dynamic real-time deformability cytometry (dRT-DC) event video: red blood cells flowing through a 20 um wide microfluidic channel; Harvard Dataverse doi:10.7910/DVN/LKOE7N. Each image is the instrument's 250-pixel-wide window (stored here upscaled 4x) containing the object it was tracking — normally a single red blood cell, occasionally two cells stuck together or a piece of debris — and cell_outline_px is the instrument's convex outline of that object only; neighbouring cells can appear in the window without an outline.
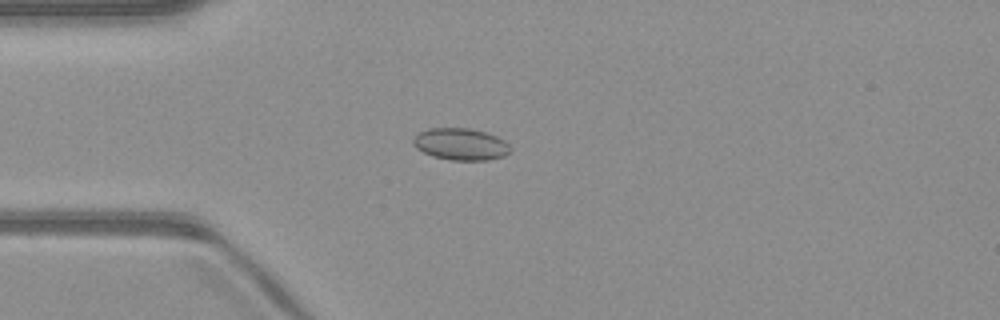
{"species": "common noctule bat (a hibernating species)", "species_latin": "Nyctalus noctula", "temperature_condition": "warm", "stored_images_in_passage": 51, "camera_frame_rate_fps": 3000, "um_per_image_px": 0.085, "animal": {"sex": "male", "body_mass_g": 23.1, "forearm_length_mm": 52.7}, "frame": {"image": 1, "passage_image": 14, "time_ms": 4.333, "image_size_px": [1000, 320], "cell_outline_px": [[512, 152], [504, 156], [488, 160], [452, 160], [432, 156], [416, 148], [412, 144], [412, 140], [420, 132], [428, 128], [468, 128], [484, 132], [496, 136], [504, 140], [512, 148]], "centroid_in_image_um": [39.18, 12.26], "position_along_channel_um": 45.8, "area_um2": 18.09}}
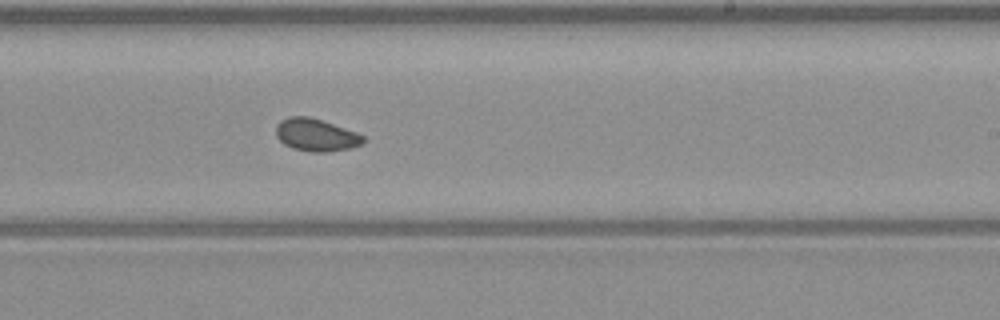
{"frame": {"image": 2, "passage_image": 31, "time_ms": 10.0, "image_size_px": [1000, 320], "cell_outline_px": [[364, 144], [352, 148], [328, 152], [312, 152], [292, 148], [284, 144], [276, 136], [276, 124], [280, 120], [288, 116], [308, 116], [356, 132], [364, 136]], "centroid_in_image_um": [26.85, 11.48], "position_along_channel_um": 262.2, "area_um2": 16.59}}
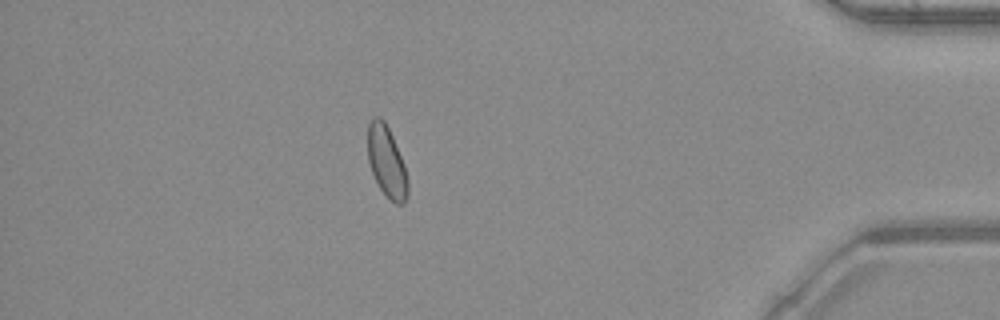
{"frame": {"image": 3, "passage_image": 45, "time_ms": 14.667, "image_size_px": [1000, 320], "cell_outline_px": [[408, 196], [404, 204], [396, 204], [380, 188], [372, 172], [368, 160], [368, 124], [372, 116], [380, 116], [384, 120], [392, 136], [404, 164], [408, 180]], "centroid_in_image_um": [32.87, 13.72], "position_along_channel_um": 402.3, "area_um2": 16.47}}